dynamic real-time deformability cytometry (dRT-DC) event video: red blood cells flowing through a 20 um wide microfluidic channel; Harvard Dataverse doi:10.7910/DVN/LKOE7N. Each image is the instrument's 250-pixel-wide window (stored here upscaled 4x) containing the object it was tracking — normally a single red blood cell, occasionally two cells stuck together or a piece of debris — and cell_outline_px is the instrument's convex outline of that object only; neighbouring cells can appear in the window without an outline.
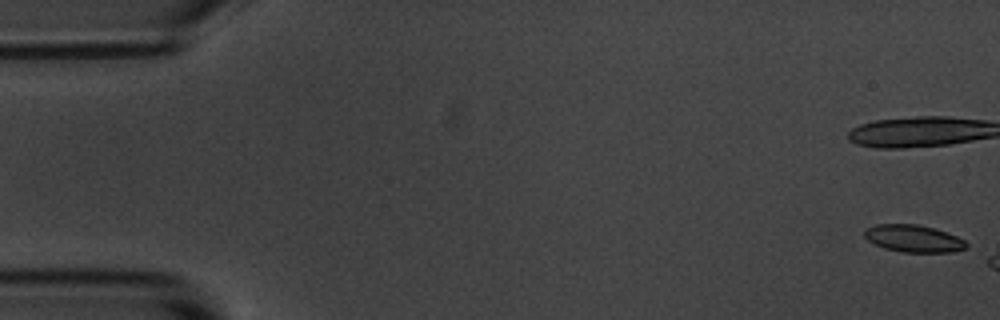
{"species": "common noctule bat (a hibernating species)", "species_latin": "Nyctalus noctula", "temperature_condition": "room temperature", "stored_images_in_passage": 12, "camera_frame_rate_fps": 3000, "um_per_image_px": 0.085, "animal": {"sex": "male", "body_mass_g": 20.1, "forearm_length_mm": 53.5}, "frame": {"image": 1, "passage_image": 1, "time_ms": 0.0, "image_size_px": [1000, 320], "cell_outline_px": [[968, 244], [964, 248], [952, 252], [900, 252], [884, 248], [872, 244], [864, 236], [864, 228], [876, 224], [916, 224], [932, 228], [956, 236], [964, 240]], "centroid_in_image_um": [77.58, 20.28], "position_along_channel_um": 7.4, "area_um2": 16.13}}